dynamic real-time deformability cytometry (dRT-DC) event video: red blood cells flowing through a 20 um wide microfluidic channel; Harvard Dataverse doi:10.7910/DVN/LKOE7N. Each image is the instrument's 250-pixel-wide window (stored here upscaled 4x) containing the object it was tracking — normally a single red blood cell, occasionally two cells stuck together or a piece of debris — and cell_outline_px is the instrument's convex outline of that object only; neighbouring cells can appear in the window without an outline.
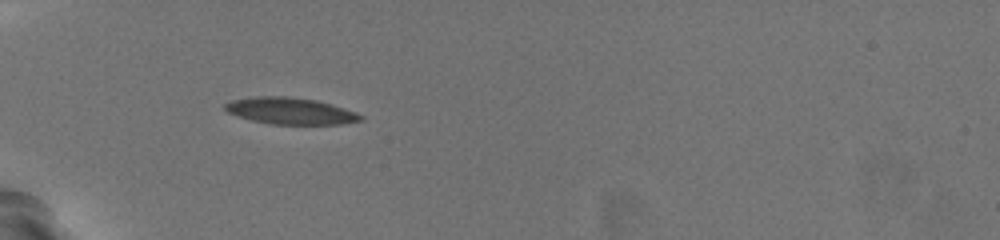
{"species": "common noctule bat (a hibernating species)", "species_latin": "Nyctalus noctula", "temperature_condition": "warm", "stored_images_in_passage": 38, "camera_frame_rate_fps": 3000, "um_per_image_px": 0.085, "animal": {"sex": "female", "body_mass_g": 19.5, "forearm_length_mm": 54.1}, "frame": {"image": 1, "passage_image": 1, "time_ms": 0.0, "image_size_px": [1000, 240], "cell_outline_px": [[364, 120], [340, 124], [268, 124], [236, 116], [228, 112], [224, 108], [224, 104], [232, 100], [256, 96], [288, 96], [316, 100], [332, 104], [356, 112], [364, 116]], "centroid_in_image_um": [24.69, 9.43], "position_along_channel_um": 60.3, "area_um2": 21.15}}
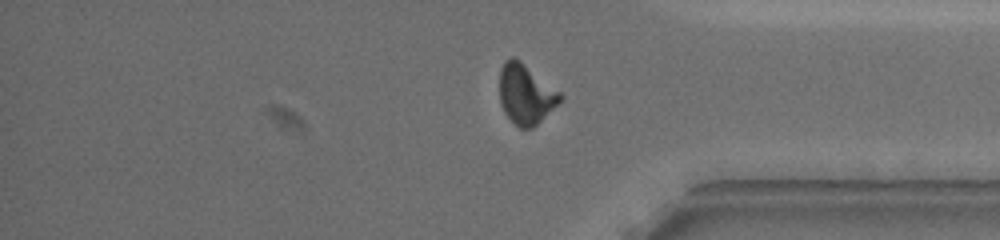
{"frame": {"image": 2, "passage_image": 29, "time_ms": 9.333, "image_size_px": [1000, 240], "cell_outline_px": [[564, 96], [532, 128], [520, 128], [504, 112], [500, 104], [500, 68], [504, 60], [512, 56], [520, 60], [560, 92]], "centroid_in_image_um": [44.65, 7.96], "position_along_channel_um": 390.5, "area_um2": 20.75}}
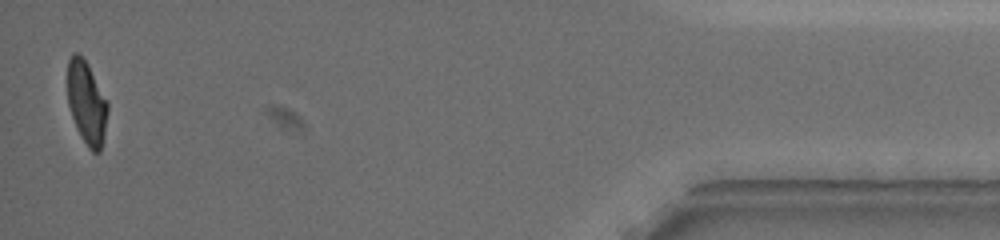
{"frame": {"image": 3, "passage_image": 37, "time_ms": 12.0, "image_size_px": [1000, 240], "cell_outline_px": [[108, 112], [104, 136], [100, 152], [92, 152], [88, 148], [72, 116], [68, 104], [68, 60], [72, 52], [76, 52], [88, 64], [108, 100]], "centroid_in_image_um": [7.39, 8.71], "position_along_channel_um": 427.8, "area_um2": 19.31}, "authors_computed_cell_mechanics": {"area_um2": 21.675, "velocity_mm_per_s": 3.778, "shape_relaxation_time_tau1_ms": 8.5658, "shape_relaxation_time_tau2_ms": 2.2939, "deformation_change_tau1": 0.2562, "deformation_change_tau2": 0.0824}}